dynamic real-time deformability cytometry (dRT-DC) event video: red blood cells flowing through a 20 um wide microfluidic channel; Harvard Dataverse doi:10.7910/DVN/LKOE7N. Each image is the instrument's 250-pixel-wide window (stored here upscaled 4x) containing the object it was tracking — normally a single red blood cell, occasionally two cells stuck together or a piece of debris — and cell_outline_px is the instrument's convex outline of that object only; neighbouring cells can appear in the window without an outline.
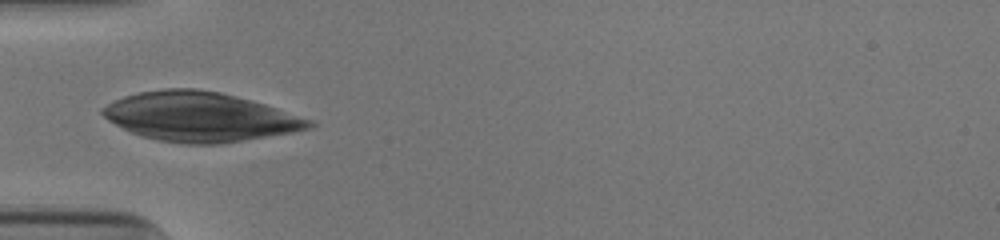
{"species": "human", "species_latin": "Homo sapiens", "temperature_condition": "cold", "stored_images_in_passage": 36, "camera_frame_rate_fps": 3000, "um_per_image_px": 0.085, "donor": {"sex": "male"}, "frame": {"image": 1, "passage_image": 1, "time_ms": 0.0, "image_size_px": [1000, 240], "cell_outline_px": [[316, 124], [312, 128], [292, 132], [220, 144], [184, 144], [160, 140], [140, 136], [108, 120], [100, 112], [100, 108], [124, 96], [140, 92], [164, 88], [196, 88], [220, 92], [252, 100], [312, 120]], "centroid_in_image_um": [16.99, 9.92], "position_along_channel_um": 68.0, "area_um2": 59.01}}
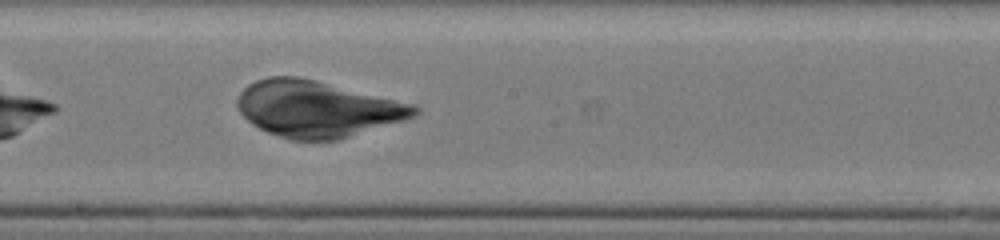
{"frame": {"image": 2, "passage_image": 13, "time_ms": 4.0, "image_size_px": [1000, 240], "cell_outline_px": [[420, 112], [416, 116], [404, 120], [340, 140], [292, 140], [268, 132], [252, 124], [240, 112], [236, 104], [236, 100], [240, 92], [248, 84], [256, 80], [268, 76], [300, 76], [416, 104], [420, 108]], "centroid_in_image_um": [26.99, 9.25], "position_along_channel_um": 221.2, "area_um2": 58.49}}
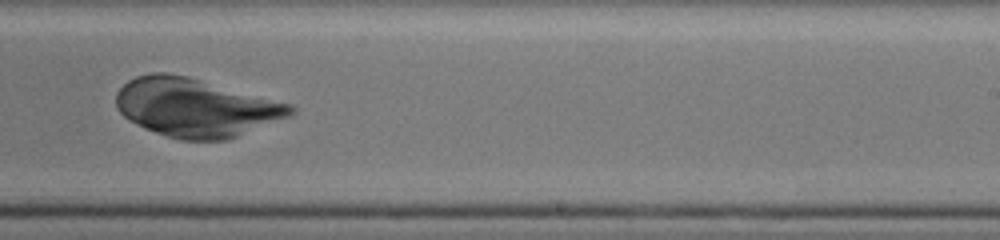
{"frame": {"image": 3, "passage_image": 17, "time_ms": 5.333, "image_size_px": [1000, 240], "cell_outline_px": [[296, 112], [292, 116], [228, 140], [180, 140], [144, 128], [128, 120], [116, 108], [116, 92], [128, 80], [136, 76], [152, 72], [164, 72], [188, 76], [292, 104], [296, 108]], "centroid_in_image_um": [16.65, 9.14], "position_along_channel_um": 272.3, "area_um2": 59.82}}